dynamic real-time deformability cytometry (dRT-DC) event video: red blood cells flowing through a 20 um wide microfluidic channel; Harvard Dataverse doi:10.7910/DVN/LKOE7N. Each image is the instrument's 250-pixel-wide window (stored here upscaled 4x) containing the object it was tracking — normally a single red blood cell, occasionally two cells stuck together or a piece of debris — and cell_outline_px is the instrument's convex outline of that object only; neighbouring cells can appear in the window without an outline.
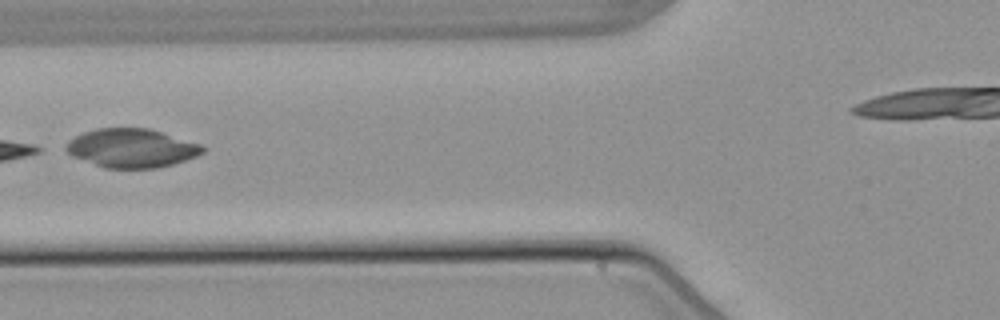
{"species": "common noctule bat (a hibernating species)", "species_latin": "Nyctalus noctula", "temperature_condition": "warm", "stored_images_in_passage": 6, "camera_frame_rate_fps": 3000, "um_per_image_px": 0.085, "animal": {"sex": "male", "body_mass_g": 21.5, "forearm_length_mm": 52.0}, "frame": {"image": 1, "passage_image": 5, "time_ms": 6.0, "image_size_px": [1000, 320], "cell_outline_px": [[208, 148], [204, 152], [196, 156], [172, 164], [156, 168], [104, 168], [72, 156], [64, 148], [68, 140], [84, 132], [96, 128], [148, 128], [200, 144]], "centroid_in_image_um": [11.17, 12.59], "position_along_channel_um": 114.6, "area_um2": 30.75}}